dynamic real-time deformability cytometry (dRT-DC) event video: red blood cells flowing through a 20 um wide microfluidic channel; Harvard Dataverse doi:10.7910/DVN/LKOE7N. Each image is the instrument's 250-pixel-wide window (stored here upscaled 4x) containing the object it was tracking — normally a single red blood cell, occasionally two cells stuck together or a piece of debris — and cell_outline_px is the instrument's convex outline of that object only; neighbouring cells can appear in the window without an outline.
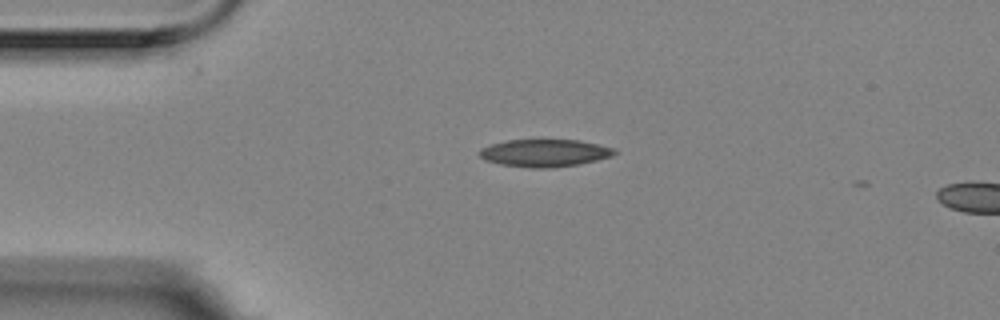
{"species": "Egyptian fruit bat (a non-hibernating species)", "species_latin": "Rousettus aegyptiacus", "temperature_condition": "room temperature", "stored_images_in_passage": 4, "camera_frame_rate_fps": 3000, "um_per_image_px": 0.085, "animal": {"sex": "female"}, "frame": {"image": 1, "passage_image": 1, "time_ms": 0.0, "image_size_px": [1000, 320], "cell_outline_px": [[616, 152], [612, 156], [580, 164], [552, 168], [528, 168], [500, 164], [484, 160], [480, 156], [480, 148], [492, 144], [508, 140], [540, 136], [576, 140], [596, 144], [612, 148]], "centroid_in_image_um": [46.25, 12.96], "position_along_channel_um": 38.8, "area_um2": 22.43}}